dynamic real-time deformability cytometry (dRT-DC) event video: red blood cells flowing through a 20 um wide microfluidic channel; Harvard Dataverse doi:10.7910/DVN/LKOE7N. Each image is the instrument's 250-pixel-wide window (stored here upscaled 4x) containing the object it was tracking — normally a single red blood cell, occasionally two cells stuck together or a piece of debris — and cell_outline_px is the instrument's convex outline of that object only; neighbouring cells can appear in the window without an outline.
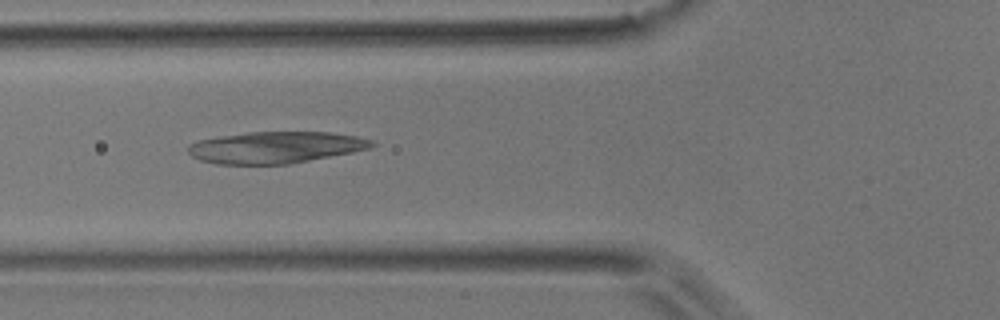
{"species": "common noctule bat (a hibernating species)", "species_latin": "Nyctalus noctula", "temperature_condition": "room temperature", "stored_images_in_passage": 40, "camera_frame_rate_fps": 3000, "um_per_image_px": 0.085, "animal": {"sex": "male", "body_mass_g": 17.9}, "frame": {"image": 1, "passage_image": 8, "time_ms": 2.333, "image_size_px": [1000, 320], "cell_outline_px": [[376, 144], [372, 148], [352, 152], [288, 164], [216, 164], [200, 160], [192, 156], [188, 152], [188, 144], [200, 140], [220, 136], [248, 132], [328, 132], [356, 136], [372, 140]], "centroid_in_image_um": [23.42, 12.53], "position_along_channel_um": 102.4, "area_um2": 33.76}}
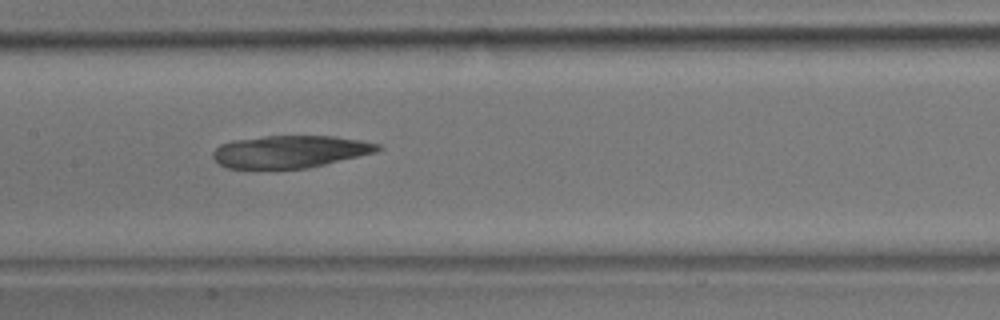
{"frame": {"image": 2, "passage_image": 14, "time_ms": 4.333, "image_size_px": [1000, 320], "cell_outline_px": [[384, 148], [376, 152], [308, 168], [228, 168], [220, 164], [212, 156], [212, 152], [220, 144], [232, 140], [264, 136], [336, 136], [360, 140], [380, 144]], "centroid_in_image_um": [24.67, 12.87], "position_along_channel_um": 182.7, "area_um2": 31.04}}
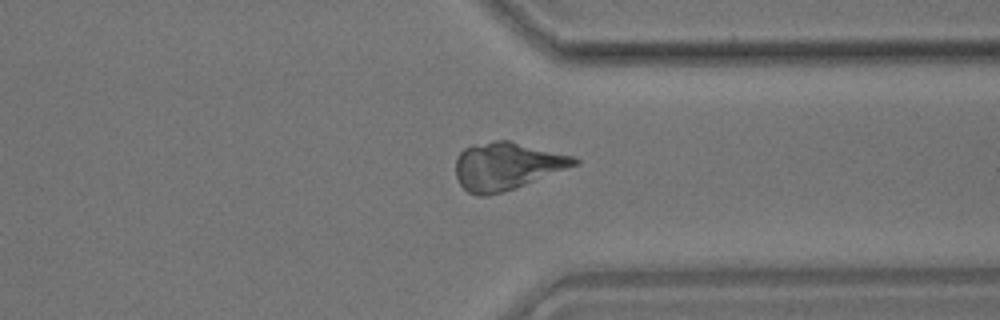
{"frame": {"image": 3, "passage_image": 28, "time_ms": 9.0, "image_size_px": [1000, 320], "cell_outline_px": [[580, 164], [504, 192], [488, 196], [476, 196], [468, 192], [460, 184], [456, 176], [456, 160], [460, 152], [464, 148], [472, 144], [496, 140], [508, 140], [572, 156], [580, 160]], "centroid_in_image_um": [43.05, 14.12], "position_along_channel_um": 368.3, "area_um2": 32.83}}